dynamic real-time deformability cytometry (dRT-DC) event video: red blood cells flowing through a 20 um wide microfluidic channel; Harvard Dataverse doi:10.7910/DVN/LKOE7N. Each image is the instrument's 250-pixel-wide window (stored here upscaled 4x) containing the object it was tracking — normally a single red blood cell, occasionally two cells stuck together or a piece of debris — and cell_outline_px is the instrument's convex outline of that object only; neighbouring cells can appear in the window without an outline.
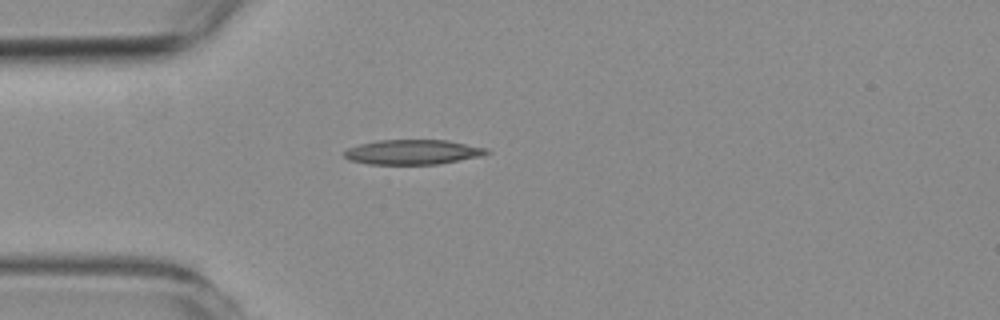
{"species": "common noctule bat (a hibernating species)", "species_latin": "Nyctalus noctula", "temperature_condition": "room temperature", "stored_images_in_passage": 43, "camera_frame_rate_fps": 3000, "um_per_image_px": 0.085, "animal": {"sex": "female", "body_mass_g": 19.3, "forearm_length_mm": 54.1}, "frame": {"image": 1, "passage_image": 1, "time_ms": 0.0, "image_size_px": [1000, 320], "cell_outline_px": [[492, 152], [480, 156], [440, 164], [368, 164], [348, 160], [344, 156], [344, 152], [348, 148], [360, 144], [380, 140], [448, 140], [488, 148]], "centroid_in_image_um": [35.11, 12.92], "position_along_channel_um": 49.9, "area_um2": 20.63}}
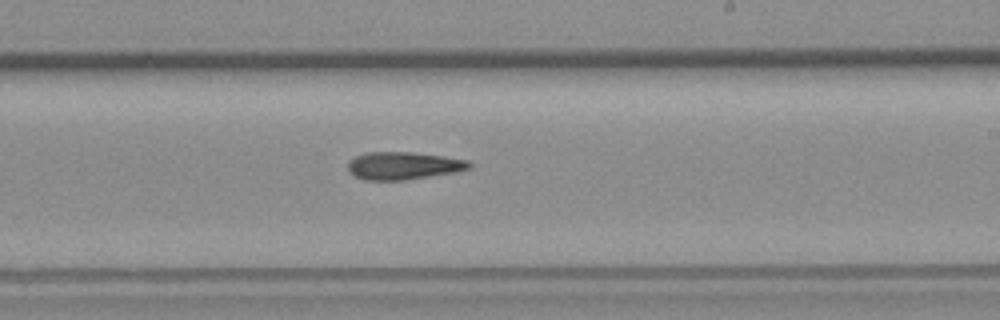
{"frame": {"image": 2, "passage_image": 19, "time_ms": 6.0, "image_size_px": [1000, 320], "cell_outline_px": [[472, 168], [456, 172], [404, 180], [364, 180], [348, 172], [348, 160], [356, 156], [368, 152], [412, 152], [444, 156], [468, 160], [472, 164]], "centroid_in_image_um": [34.29, 14.08], "position_along_channel_um": 254.7, "area_um2": 19.65}}
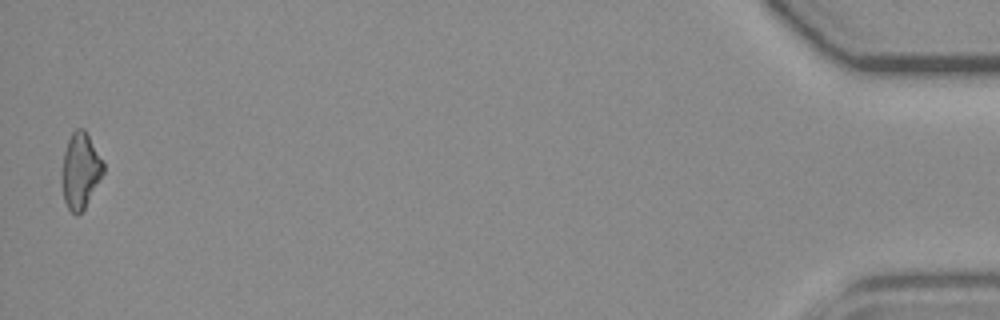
{"frame": {"image": 3, "passage_image": 42, "time_ms": 13.667, "image_size_px": [1000, 320], "cell_outline_px": [[104, 172], [84, 208], [76, 216], [68, 208], [64, 200], [60, 180], [60, 172], [64, 152], [68, 140], [72, 132], [76, 128], [84, 128], [104, 164]], "centroid_in_image_um": [6.79, 14.5], "position_along_channel_um": 428.4, "area_um2": 18.26}}